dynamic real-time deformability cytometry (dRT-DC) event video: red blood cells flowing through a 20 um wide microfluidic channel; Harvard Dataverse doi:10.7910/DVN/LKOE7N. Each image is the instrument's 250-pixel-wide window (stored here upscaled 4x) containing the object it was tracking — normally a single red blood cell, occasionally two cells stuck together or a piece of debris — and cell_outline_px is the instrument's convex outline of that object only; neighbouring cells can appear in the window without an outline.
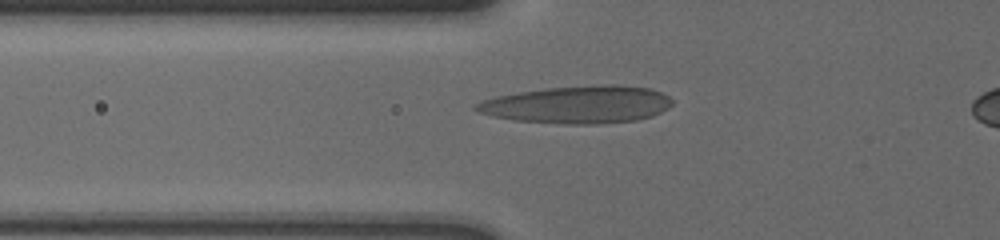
{"species": "human", "species_latin": "Homo sapiens", "temperature_condition": "cold", "stored_images_in_passage": 39, "camera_frame_rate_fps": 3000, "um_per_image_px": 0.085, "donor": {"sex": "male"}, "frame": {"image": 1, "passage_image": 5, "time_ms": 1.333, "image_size_px": [1000, 240], "cell_outline_px": [[672, 104], [668, 108], [652, 116], [636, 120], [596, 124], [564, 124], [516, 120], [492, 116], [480, 112], [472, 108], [476, 104], [484, 100], [496, 96], [544, 88], [604, 84], [612, 84], [648, 88], [660, 92], [668, 96], [672, 100]], "centroid_in_image_um": [49.12, 8.89], "position_along_channel_um": 76.7, "area_um2": 42.66}}
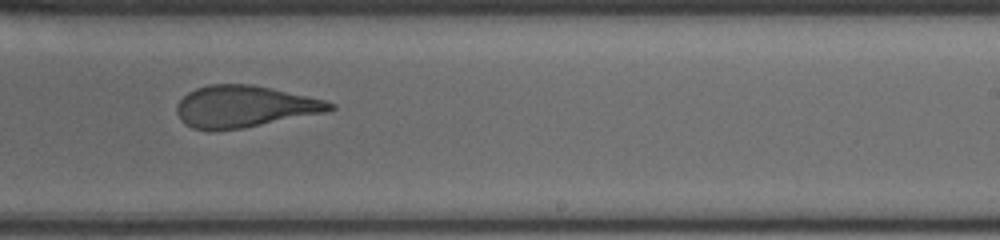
{"frame": {"image": 2, "passage_image": 21, "time_ms": 6.667, "image_size_px": [1000, 240], "cell_outline_px": [[336, 108], [328, 112], [240, 128], [192, 128], [184, 124], [180, 120], [176, 112], [176, 104], [188, 92], [196, 88], [208, 84], [252, 84], [272, 88], [324, 100], [336, 104]], "centroid_in_image_um": [20.79, 9.02], "position_along_channel_um": 268.2, "area_um2": 36.76}}
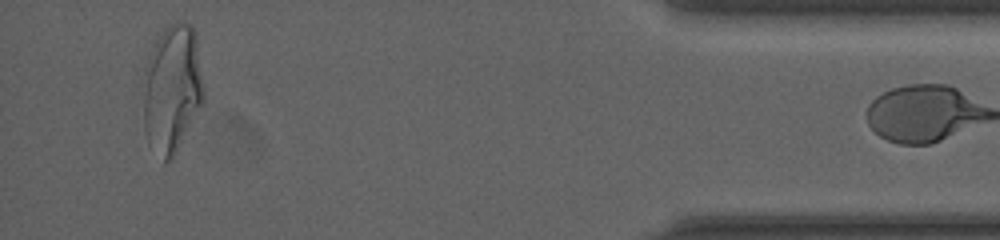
{"frame": {"image": 3, "passage_image": 38, "time_ms": 12.333, "image_size_px": [1000, 240], "cell_outline_px": [[204, 100], [172, 160], [164, 164], [148, 144], [144, 128], [144, 68], [148, 56], [160, 32], [164, 28], [176, 20], [192, 24], [196, 32], [204, 84]], "centroid_in_image_um": [14.64, 7.53], "position_along_channel_um": 420.6, "area_um2": 45.89}}